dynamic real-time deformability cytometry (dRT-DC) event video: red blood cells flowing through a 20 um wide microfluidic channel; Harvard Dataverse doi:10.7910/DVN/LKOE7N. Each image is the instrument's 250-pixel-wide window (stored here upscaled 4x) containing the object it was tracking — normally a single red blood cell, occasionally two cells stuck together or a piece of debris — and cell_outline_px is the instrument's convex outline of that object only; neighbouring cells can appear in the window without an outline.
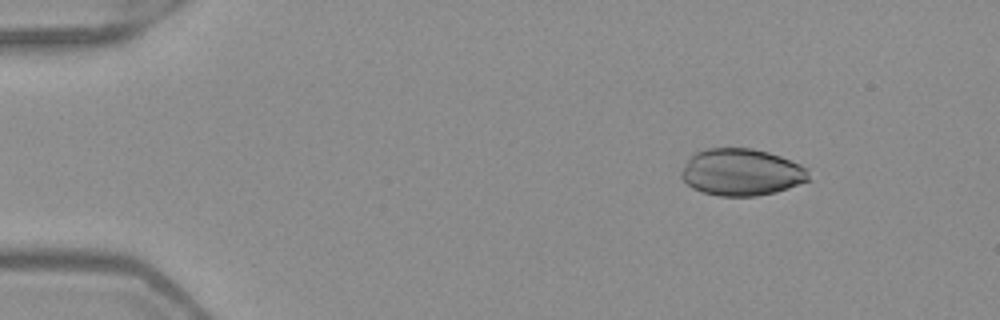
{"species": "Egyptian fruit bat (a non-hibernating species)", "species_latin": "Rousettus aegyptiacus", "temperature_condition": "warm", "stored_images_in_passage": 47, "camera_frame_rate_fps": 3000, "um_per_image_px": 0.085, "frame": {"image": 1, "passage_image": 3, "time_ms": 0.667, "image_size_px": [1000, 320], "cell_outline_px": [[812, 180], [776, 192], [756, 196], [720, 196], [704, 192], [692, 188], [680, 176], [680, 172], [688, 160], [696, 152], [704, 148], [752, 148], [768, 152], [780, 156], [800, 164], [808, 168]], "centroid_in_image_um": [63.06, 14.64], "position_along_channel_um": 21.9, "area_um2": 35.03}}
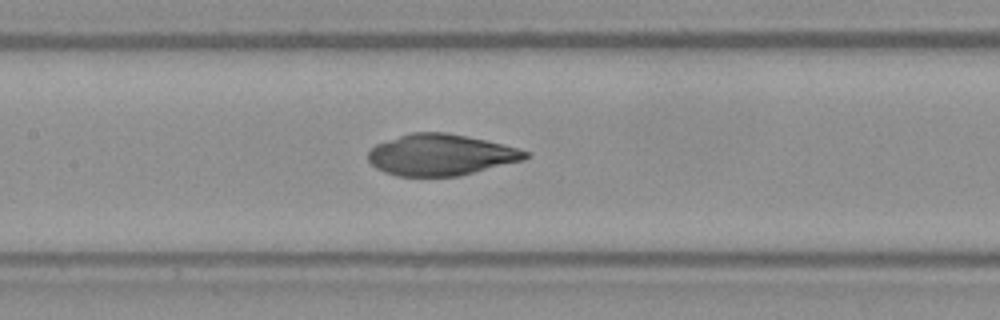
{"frame": {"image": 2, "passage_image": 21, "time_ms": 6.667, "image_size_px": [1000, 320], "cell_outline_px": [[532, 156], [524, 160], [460, 176], [396, 176], [384, 172], [376, 168], [368, 160], [368, 152], [376, 144], [412, 132], [444, 132], [504, 144], [532, 152]], "centroid_in_image_um": [37.51, 13.17], "position_along_channel_um": 169.9, "area_um2": 37.86}}